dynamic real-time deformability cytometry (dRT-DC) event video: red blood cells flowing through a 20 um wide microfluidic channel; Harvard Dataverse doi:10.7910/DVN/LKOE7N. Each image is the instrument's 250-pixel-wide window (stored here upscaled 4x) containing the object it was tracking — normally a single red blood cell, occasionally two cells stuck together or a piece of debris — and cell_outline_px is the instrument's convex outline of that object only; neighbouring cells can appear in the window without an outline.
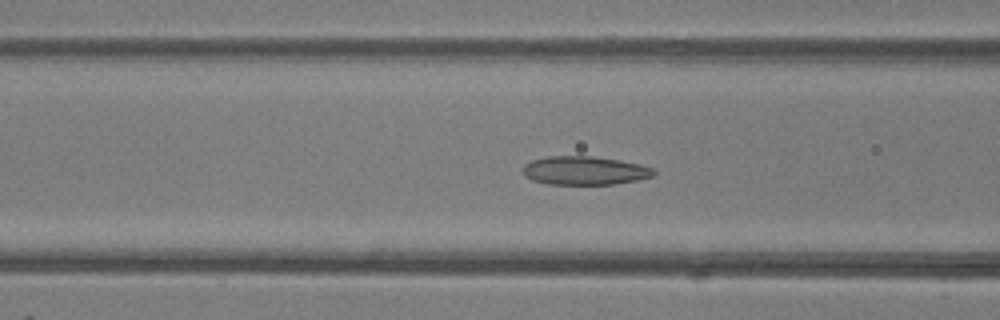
{"species": "common noctule bat (a hibernating species)", "species_latin": "Nyctalus noctula", "temperature_condition": "room temperature", "stored_images_in_passage": 45, "camera_frame_rate_fps": 3000, "um_per_image_px": 0.085, "animal": {"sex": "female"}, "frame": {"image": 1, "passage_image": 15, "time_ms": 4.667, "image_size_px": [1000, 320], "cell_outline_px": [[656, 172], [652, 176], [636, 180], [612, 184], [548, 184], [532, 180], [524, 176], [520, 172], [524, 164], [532, 160], [548, 156], [592, 156], [620, 160], [640, 164], [656, 168]], "centroid_in_image_um": [49.66, 14.49], "position_along_channel_um": 116.9, "area_um2": 21.96}}
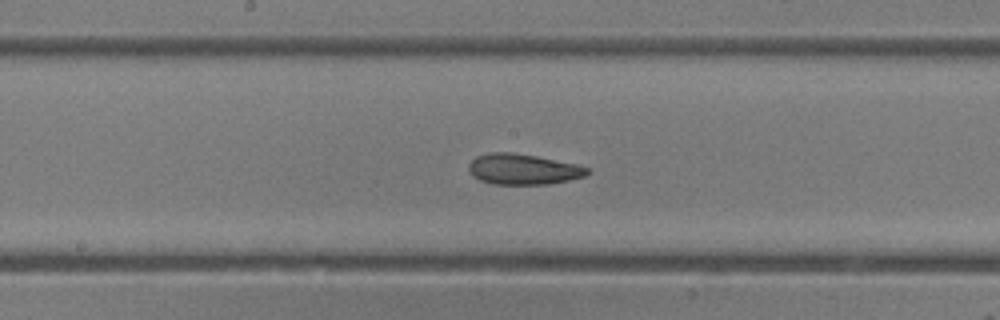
{"frame": {"image": 2, "passage_image": 21, "time_ms": 6.667, "image_size_px": [1000, 320], "cell_outline_px": [[588, 172], [584, 176], [568, 180], [548, 184], [492, 184], [480, 180], [472, 176], [468, 172], [468, 164], [476, 156], [488, 152], [512, 152], [536, 156], [576, 164], [588, 168]], "centroid_in_image_um": [44.39, 14.38], "position_along_channel_um": 203.8, "area_um2": 21.15}}
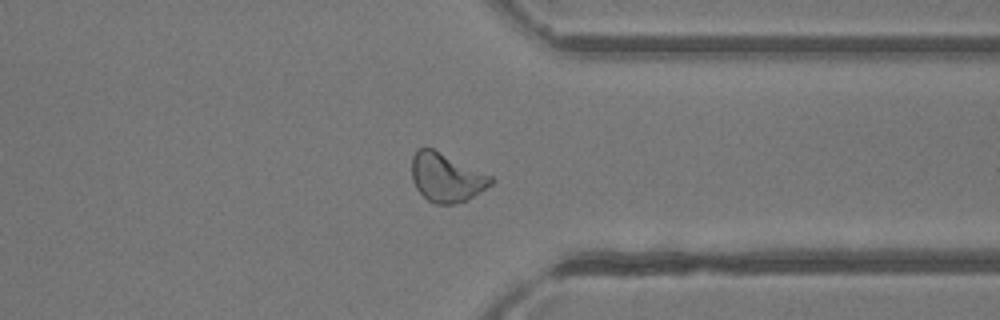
{"frame": {"image": 3, "passage_image": 33, "time_ms": 10.667, "image_size_px": [1000, 320], "cell_outline_px": [[496, 180], [492, 184], [468, 200], [452, 204], [436, 204], [428, 200], [416, 188], [412, 180], [412, 156], [416, 148], [432, 148], [492, 176]], "centroid_in_image_um": [37.94, 15.09], "position_along_channel_um": 373.5, "area_um2": 22.43}, "authors_computed_cell_mechanics": {"area_um2": 22.542, "velocity_mm_per_s": 4.3321, "shape_relaxation_time_tau1_ms": null, "shape_relaxation_time_tau2_ms": 3.7545, "deformation_change_tau1": null, "deformation_change_tau2": 0.112}}